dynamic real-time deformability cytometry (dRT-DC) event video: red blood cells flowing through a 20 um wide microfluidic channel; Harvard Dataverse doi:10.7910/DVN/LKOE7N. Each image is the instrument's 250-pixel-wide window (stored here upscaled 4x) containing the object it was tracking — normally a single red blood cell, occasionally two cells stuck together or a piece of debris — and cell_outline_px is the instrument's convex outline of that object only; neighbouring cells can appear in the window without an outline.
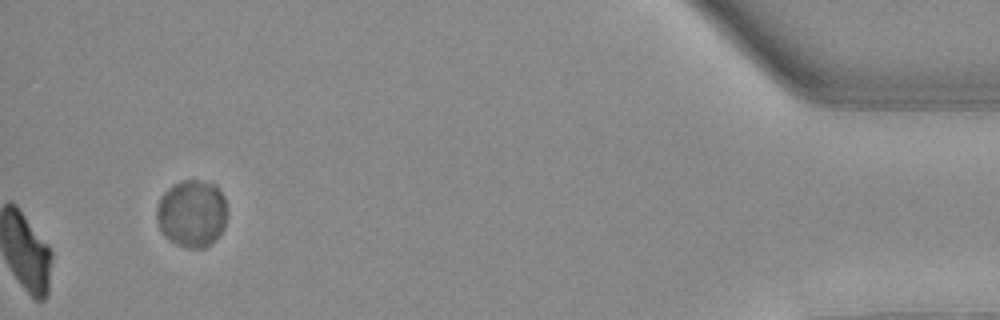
{"species": "Egyptian fruit bat (a non-hibernating species)", "species_latin": "Rousettus aegyptiacus", "temperature_condition": "warm", "stored_images_in_passage": 51, "camera_frame_rate_fps": 3000, "um_per_image_px": 0.085, "animal": {"sex": "female"}, "frame": {"image": 1, "passage_image": 51, "time_ms": 16.667, "image_size_px": [1000, 320], "cell_outline_px": [[228, 212], [224, 228], [216, 240], [204, 248], [188, 248], [164, 236], [160, 228], [156, 216], [156, 208], [160, 196], [172, 184], [184, 180], [200, 180], [216, 184], [224, 196]], "centroid_in_image_um": [16.34, 18.12], "position_along_channel_um": 418.9, "area_um2": 27.98}, "authors_computed_cell_mechanics": {"area_um2": 26.6458, "velocity_mm_per_s": 4.0235, "shape_relaxation_time_tau1_ms": 5.6873, "shape_relaxation_time_tau2_ms": 7.3443, "deformation_change_tau1": 0.1549, "deformation_change_tau2": 0.19}}